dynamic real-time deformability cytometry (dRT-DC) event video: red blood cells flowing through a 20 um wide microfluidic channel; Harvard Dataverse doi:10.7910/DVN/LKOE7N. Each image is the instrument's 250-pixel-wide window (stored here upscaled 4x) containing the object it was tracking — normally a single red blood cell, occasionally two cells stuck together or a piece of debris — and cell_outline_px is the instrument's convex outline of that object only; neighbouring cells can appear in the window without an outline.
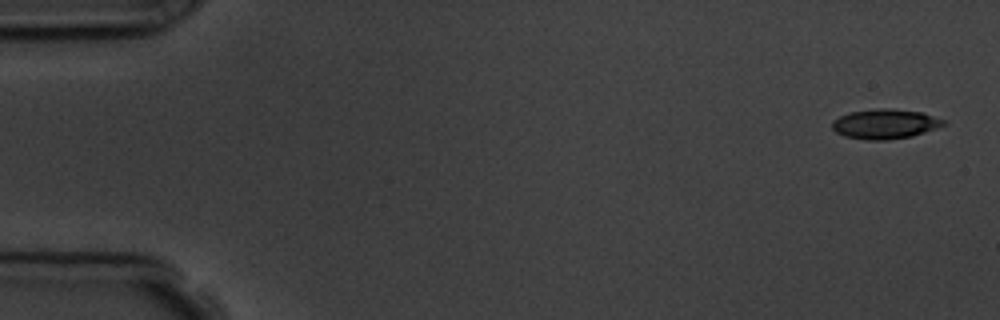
{"species": "common noctule bat (a hibernating species)", "species_latin": "Nyctalus noctula", "temperature_condition": "room temperature", "stored_images_in_passage": 5, "camera_frame_rate_fps": 3000, "um_per_image_px": 0.085, "animal": {"sex": "male", "body_mass_g": 19.5, "forearm_length_mm": 54.6}, "frame": {"image": 1, "passage_image": 1, "time_ms": 0.0, "image_size_px": [1000, 320], "cell_outline_px": [[948, 124], [912, 136], [884, 140], [868, 140], [844, 136], [836, 132], [832, 128], [832, 120], [848, 112], [880, 108], [888, 108], [924, 112], [944, 120]], "centroid_in_image_um": [75.23, 10.53], "position_along_channel_um": 9.8, "area_um2": 19.36}}
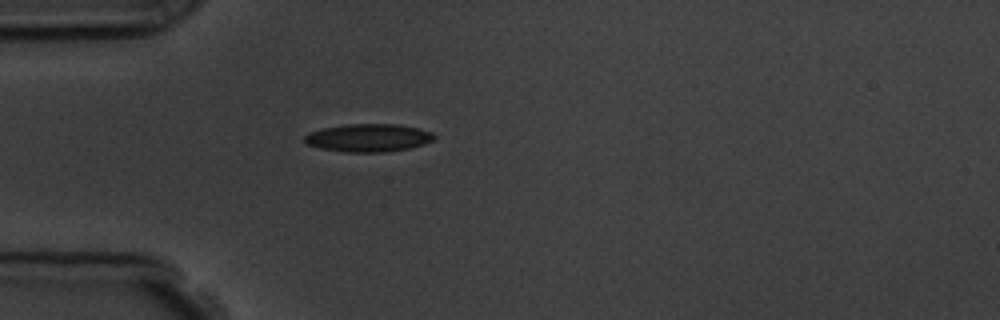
{"frame": {"image": 2, "passage_image": 5, "time_ms": 4.667, "image_size_px": [1000, 320], "cell_outline_px": [[436, 136], [432, 140], [424, 144], [408, 148], [384, 152], [344, 152], [320, 148], [308, 144], [304, 140], [304, 136], [308, 132], [324, 128], [344, 124], [400, 124], [432, 132]], "centroid_in_image_um": [31.3, 11.71], "position_along_channel_um": 53.7, "area_um2": 21.04}}